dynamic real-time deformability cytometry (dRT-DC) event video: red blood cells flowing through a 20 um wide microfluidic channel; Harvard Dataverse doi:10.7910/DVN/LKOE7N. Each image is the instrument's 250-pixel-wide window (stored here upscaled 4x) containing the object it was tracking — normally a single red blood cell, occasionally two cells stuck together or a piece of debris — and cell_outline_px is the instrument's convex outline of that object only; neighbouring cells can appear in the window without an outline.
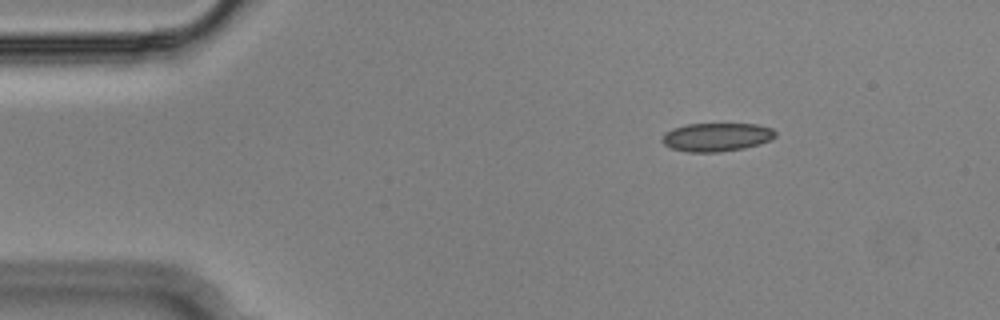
{"species": "Egyptian fruit bat (a non-hibernating species)", "species_latin": "Rousettus aegyptiacus", "temperature_condition": "cold", "stored_images_in_passage": 26, "camera_frame_rate_fps": 3000, "um_per_image_px": 0.085, "animal": {"sex": "male"}, "frame": {"image": 1, "passage_image": 1, "time_ms": 0.0, "image_size_px": [1000, 320], "cell_outline_px": [[776, 136], [760, 144], [744, 148], [720, 152], [688, 152], [672, 148], [664, 144], [660, 140], [664, 132], [672, 128], [688, 124], [756, 124], [772, 128], [776, 132]], "centroid_in_image_um": [60.88, 11.65], "position_along_channel_um": 24.1, "area_um2": 18.84}}
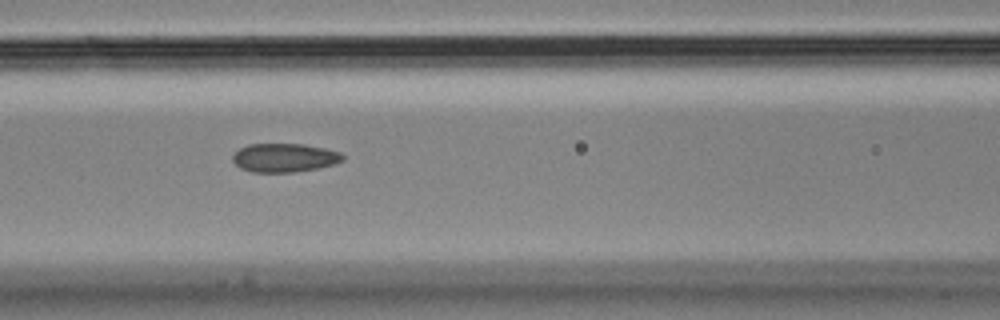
{"frame": {"image": 2, "passage_image": 16, "time_ms": 5.0, "image_size_px": [1000, 320], "cell_outline_px": [[344, 160], [332, 164], [316, 168], [292, 172], [252, 172], [240, 168], [232, 160], [232, 156], [240, 148], [248, 144], [304, 144], [324, 148], [340, 152], [344, 156]], "centroid_in_image_um": [24.15, 13.4], "position_along_channel_um": 142.4, "area_um2": 18.26}}
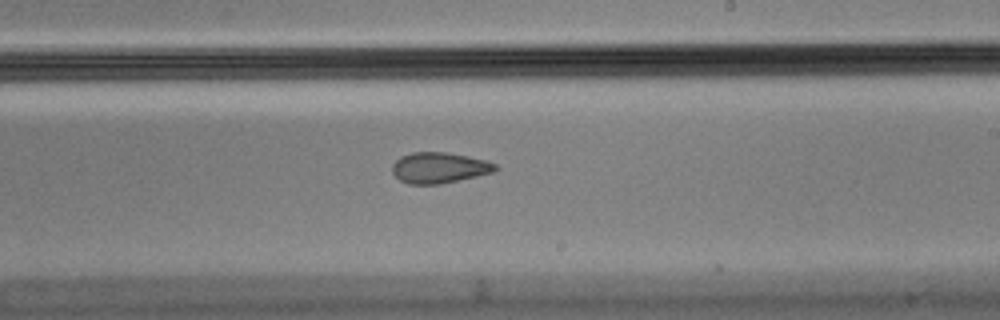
{"frame": {"image": 3, "passage_image": 25, "time_ms": 8.0, "image_size_px": [1000, 320], "cell_outline_px": [[500, 168], [492, 172], [476, 176], [440, 184], [408, 184], [400, 180], [392, 172], [392, 164], [400, 156], [412, 152], [444, 152], [468, 156], [484, 160], [496, 164]], "centroid_in_image_um": [37.31, 14.25], "position_along_channel_um": 251.7, "area_um2": 18.44}}